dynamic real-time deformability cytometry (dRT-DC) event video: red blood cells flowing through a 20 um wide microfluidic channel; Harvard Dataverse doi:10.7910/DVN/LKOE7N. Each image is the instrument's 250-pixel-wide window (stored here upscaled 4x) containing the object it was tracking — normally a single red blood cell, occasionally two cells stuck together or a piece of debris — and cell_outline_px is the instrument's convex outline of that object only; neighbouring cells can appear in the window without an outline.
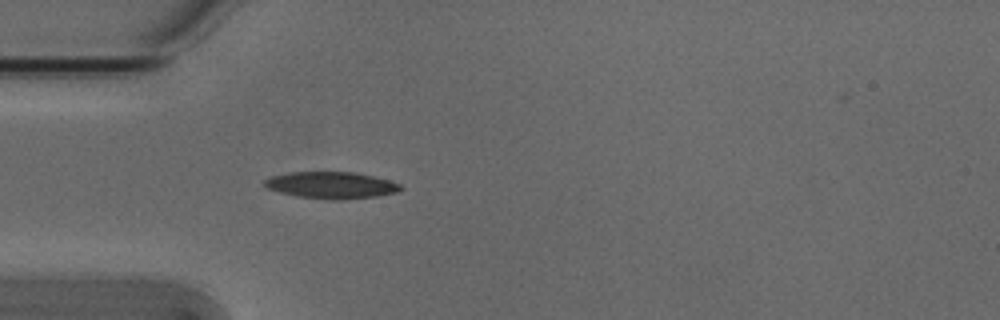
{"species": "Egyptian fruit bat (a non-hibernating species)", "species_latin": "Rousettus aegyptiacus", "temperature_condition": "cold", "stored_images_in_passage": 4, "camera_frame_rate_fps": 3000, "um_per_image_px": 0.085, "animal": {"sex": "male"}, "frame": {"image": 1, "passage_image": 4, "time_ms": 1.0, "image_size_px": [1000, 320], "cell_outline_px": [[404, 188], [396, 192], [376, 196], [344, 200], [332, 200], [296, 196], [280, 192], [268, 188], [264, 184], [264, 180], [272, 176], [288, 172], [352, 172], [372, 176], [388, 180], [400, 184]], "centroid_in_image_um": [28.16, 15.74], "position_along_channel_um": 56.8, "area_um2": 21.1}}